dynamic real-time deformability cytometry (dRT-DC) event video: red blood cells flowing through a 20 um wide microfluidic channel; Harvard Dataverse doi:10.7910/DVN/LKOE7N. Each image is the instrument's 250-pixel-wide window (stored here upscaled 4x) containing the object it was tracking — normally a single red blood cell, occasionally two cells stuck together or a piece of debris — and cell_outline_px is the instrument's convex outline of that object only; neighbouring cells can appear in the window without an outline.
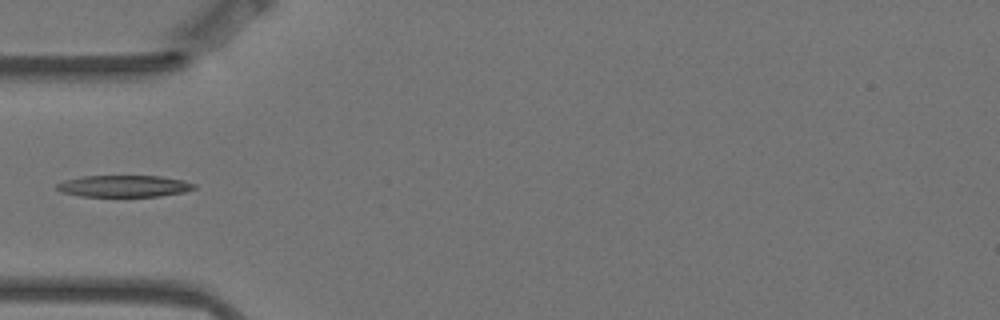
{"species": "Egyptian fruit bat (a non-hibernating species)", "species_latin": "Rousettus aegyptiacus", "temperature_condition": "warm", "stored_images_in_passage": 5, "camera_frame_rate_fps": 3000, "um_per_image_px": 0.085, "animal": {"sex": "female"}, "frame": {"image": 1, "passage_image": 5, "time_ms": 1.333, "image_size_px": [1000, 320], "cell_outline_px": [[196, 188], [184, 192], [160, 196], [80, 196], [60, 192], [56, 188], [56, 184], [64, 180], [84, 176], [160, 176], [184, 180], [196, 184]], "centroid_in_image_um": [10.54, 15.82], "position_along_channel_um": 74.5, "area_um2": 17.4}}